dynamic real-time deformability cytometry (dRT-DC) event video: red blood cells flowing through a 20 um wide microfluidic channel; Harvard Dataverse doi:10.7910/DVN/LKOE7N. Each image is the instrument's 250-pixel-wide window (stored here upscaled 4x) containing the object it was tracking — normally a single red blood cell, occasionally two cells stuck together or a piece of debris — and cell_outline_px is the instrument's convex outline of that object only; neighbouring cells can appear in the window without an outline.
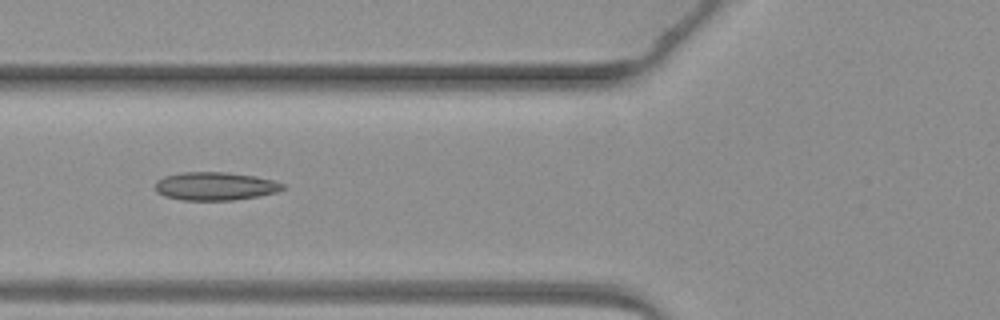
{"species": "common noctule bat (a hibernating species)", "species_latin": "Nyctalus noctula", "temperature_condition": "warm", "stored_images_in_passage": 6, "camera_frame_rate_fps": 3000, "um_per_image_px": 0.085, "animal": {"sex": "female", "body_mass_g": 19.3, "forearm_length_mm": 54.1}, "frame": {"image": 1, "passage_image": 6, "time_ms": 6.0, "image_size_px": [1000, 320], "cell_outline_px": [[284, 188], [276, 192], [260, 196], [232, 200], [180, 200], [164, 196], [156, 192], [156, 180], [164, 176], [180, 172], [228, 172], [256, 176], [272, 180], [284, 184]], "centroid_in_image_um": [18.26, 15.82], "position_along_channel_um": 107.5, "area_um2": 21.1}}